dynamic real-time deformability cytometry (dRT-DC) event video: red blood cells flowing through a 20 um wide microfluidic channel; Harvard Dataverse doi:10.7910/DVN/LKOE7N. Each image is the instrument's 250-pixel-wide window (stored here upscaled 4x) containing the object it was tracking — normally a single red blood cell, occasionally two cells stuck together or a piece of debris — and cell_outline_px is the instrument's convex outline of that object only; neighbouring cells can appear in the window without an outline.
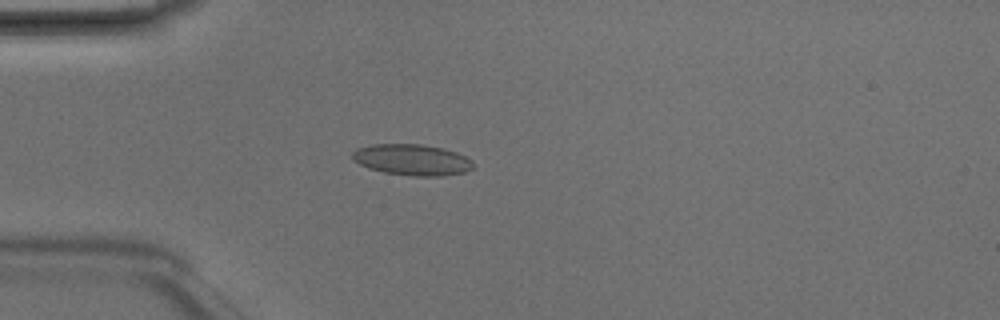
{"species": "Egyptian fruit bat (a non-hibernating species)", "species_latin": "Rousettus aegyptiacus", "temperature_condition": "room temperature", "stored_images_in_passage": 4, "camera_frame_rate_fps": 3000, "um_per_image_px": 0.085, "animal": {"sex": "male"}, "frame": {"image": 1, "passage_image": 4, "time_ms": 1.0, "image_size_px": [1000, 320], "cell_outline_px": [[472, 168], [464, 172], [440, 176], [416, 176], [384, 172], [368, 168], [352, 160], [352, 152], [356, 148], [372, 144], [420, 144], [444, 148], [456, 152], [472, 160]], "centroid_in_image_um": [34.99, 13.57], "position_along_channel_um": 50.0, "area_um2": 21.85}}